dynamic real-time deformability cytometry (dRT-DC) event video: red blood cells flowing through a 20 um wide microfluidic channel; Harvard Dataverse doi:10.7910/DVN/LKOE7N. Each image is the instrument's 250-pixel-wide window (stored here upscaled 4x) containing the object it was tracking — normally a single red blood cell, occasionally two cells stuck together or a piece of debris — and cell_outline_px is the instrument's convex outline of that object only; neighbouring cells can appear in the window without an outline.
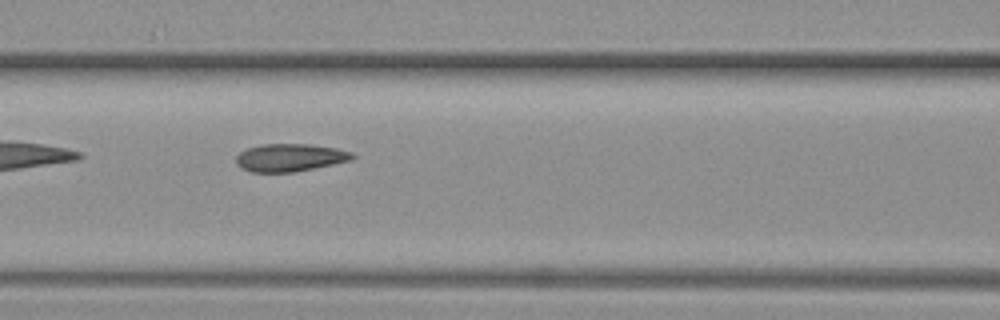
{"species": "common noctule bat (a hibernating species)", "species_latin": "Nyctalus noctula", "temperature_condition": "warm", "stored_images_in_passage": 10, "camera_frame_rate_fps": 3000, "um_per_image_px": 0.085, "animal": {"sex": "female", "body_mass_g": 19.3, "forearm_length_mm": 54.1}, "frame": {"image": 1, "passage_image": 9, "time_ms": 2.667, "image_size_px": [1000, 320], "cell_outline_px": [[356, 156], [352, 160], [296, 172], [252, 172], [240, 168], [236, 164], [236, 156], [240, 152], [248, 148], [260, 144], [312, 144], [336, 148], [352, 152]], "centroid_in_image_um": [24.65, 13.39], "position_along_channel_um": 142.0, "area_um2": 18.96}}